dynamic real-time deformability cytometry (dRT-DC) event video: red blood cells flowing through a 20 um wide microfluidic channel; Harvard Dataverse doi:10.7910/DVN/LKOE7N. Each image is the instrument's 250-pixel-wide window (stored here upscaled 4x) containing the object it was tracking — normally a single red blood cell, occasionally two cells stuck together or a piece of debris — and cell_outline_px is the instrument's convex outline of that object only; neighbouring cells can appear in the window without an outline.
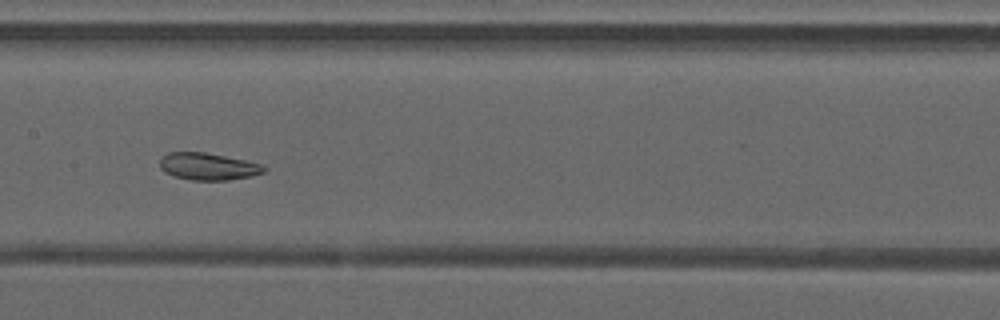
{"species": "common noctule bat (a hibernating species)", "species_latin": "Nyctalus noctula", "temperature_condition": "warm", "stored_images_in_passage": 32, "camera_frame_rate_fps": 3000, "um_per_image_px": 0.085, "animal": {"sex": "male", "forearm_length_mm": 52.5}, "frame": {"image": 1, "passage_image": 16, "time_ms": 5.0, "image_size_px": [1000, 320], "cell_outline_px": [[268, 168], [264, 172], [252, 176], [228, 180], [192, 180], [172, 176], [164, 172], [160, 168], [160, 160], [168, 152], [204, 152], [264, 164]], "centroid_in_image_um": [17.7, 14.16], "position_along_channel_um": 189.7, "area_um2": 16.53}}
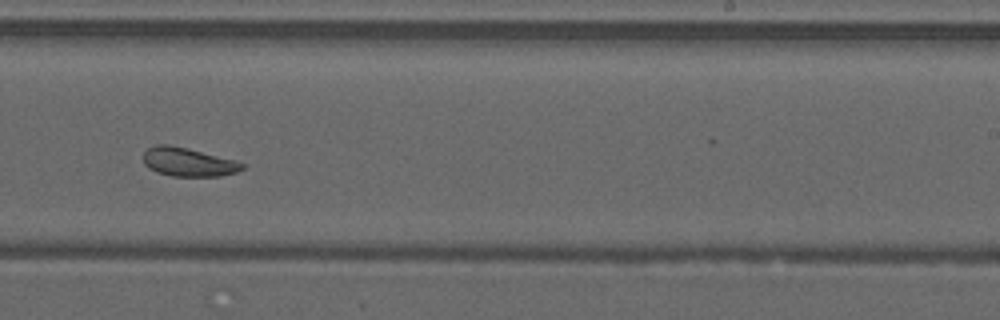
{"frame": {"image": 2, "passage_image": 22, "time_ms": 7.0, "image_size_px": [1000, 320], "cell_outline_px": [[244, 168], [236, 172], [220, 176], [172, 176], [156, 172], [148, 168], [144, 164], [144, 152], [148, 148], [156, 144], [168, 144], [188, 148], [232, 160], [244, 164]], "centroid_in_image_um": [15.94, 13.77], "position_along_channel_um": 273.1, "area_um2": 16.36}}
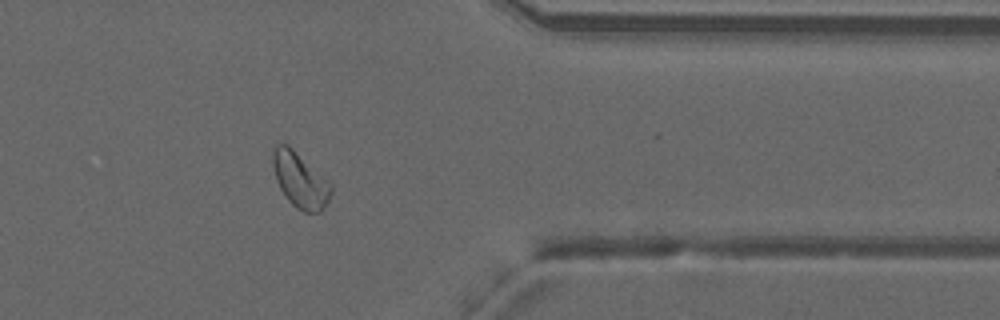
{"frame": {"image": 3, "passage_image": 31, "time_ms": 10.0, "image_size_px": [1000, 320], "cell_outline_px": [[332, 192], [324, 208], [320, 212], [304, 212], [296, 208], [288, 200], [280, 188], [276, 180], [272, 164], [272, 152], [276, 144], [288, 144], [332, 184]], "centroid_in_image_um": [25.5, 15.31], "position_along_channel_um": 385.9, "area_um2": 18.67}, "authors_computed_cell_mechanics": {"area_um2": 17.2533, "velocity_mm_per_s": 4.1978, "shape_relaxation_time_tau1_ms": null, "shape_relaxation_time_tau2_ms": 2.5018, "deformation_change_tau1": null, "deformation_change_tau2": 0.0807}}